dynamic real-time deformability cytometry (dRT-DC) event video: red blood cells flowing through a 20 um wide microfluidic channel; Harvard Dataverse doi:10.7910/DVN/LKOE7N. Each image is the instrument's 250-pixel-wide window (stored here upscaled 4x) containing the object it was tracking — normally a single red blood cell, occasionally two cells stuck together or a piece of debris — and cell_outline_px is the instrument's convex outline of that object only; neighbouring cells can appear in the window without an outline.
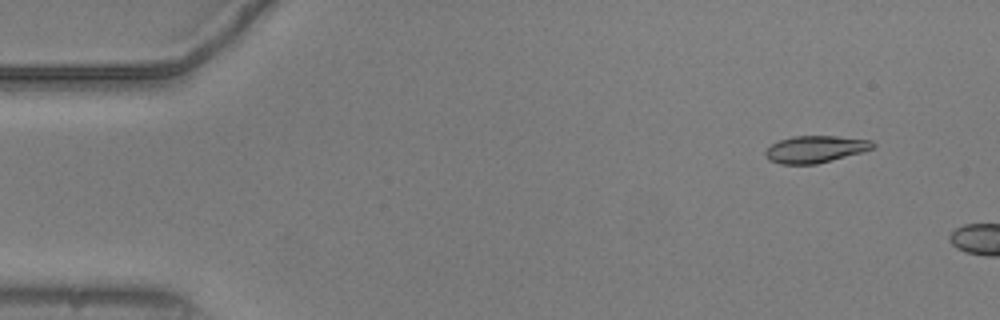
{"species": "common noctule bat (a hibernating species)", "species_latin": "Nyctalus noctula", "temperature_condition": "warm", "stored_images_in_passage": 6, "camera_frame_rate_fps": 3000, "um_per_image_px": 0.085, "animal": {"sex": "male", "body_mass_g": 20.5, "forearm_length_mm": 52.5}, "frame": {"image": 1, "passage_image": 2, "time_ms": 0.333, "image_size_px": [1000, 320], "cell_outline_px": [[876, 144], [872, 148], [860, 152], [832, 160], [816, 164], [780, 164], [768, 160], [764, 156], [764, 152], [772, 144], [780, 140], [796, 136], [836, 136], [872, 140]], "centroid_in_image_um": [69.27, 12.68], "position_along_channel_um": 15.7, "area_um2": 16.76}}